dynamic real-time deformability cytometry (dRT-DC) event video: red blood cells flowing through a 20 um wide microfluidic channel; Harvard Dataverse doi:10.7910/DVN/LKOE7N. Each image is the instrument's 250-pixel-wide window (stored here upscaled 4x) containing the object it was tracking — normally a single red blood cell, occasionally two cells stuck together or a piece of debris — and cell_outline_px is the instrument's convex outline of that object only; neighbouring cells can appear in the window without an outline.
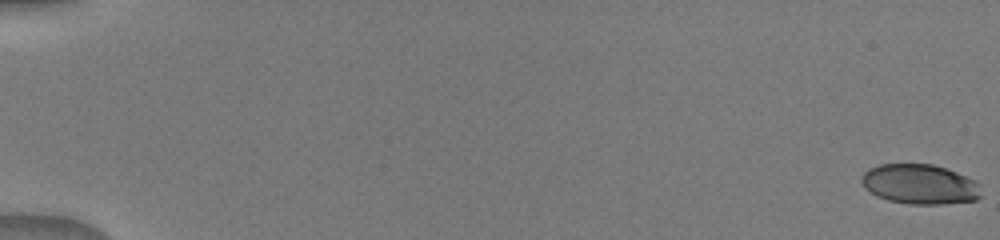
{"species": "human", "species_latin": "Homo sapiens", "temperature_condition": "warm", "stored_images_in_passage": 52, "camera_frame_rate_fps": 3000, "um_per_image_px": 0.085, "donor": {"sex": "male"}, "frame": {"image": 1, "passage_image": 1, "time_ms": 0.0, "image_size_px": [1000, 240], "cell_outline_px": [[980, 196], [976, 200], [944, 204], [908, 204], [888, 200], [876, 196], [864, 188], [860, 180], [860, 176], [868, 168], [880, 164], [932, 164], [956, 172], [976, 180], [980, 184]], "centroid_in_image_um": [78.16, 15.66], "position_along_channel_um": 6.8, "area_um2": 28.03}}
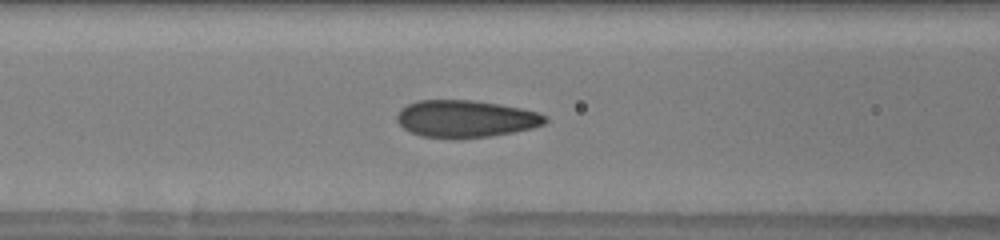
{"frame": {"image": 2, "passage_image": 24, "time_ms": 7.667, "image_size_px": [1000, 240], "cell_outline_px": [[548, 120], [544, 124], [532, 128], [492, 136], [460, 140], [456, 140], [420, 136], [404, 128], [396, 120], [396, 116], [400, 108], [408, 104], [420, 100], [472, 100], [520, 108], [536, 112], [548, 116]], "centroid_in_image_um": [39.56, 10.12], "position_along_channel_um": 127.0, "area_um2": 32.43}}
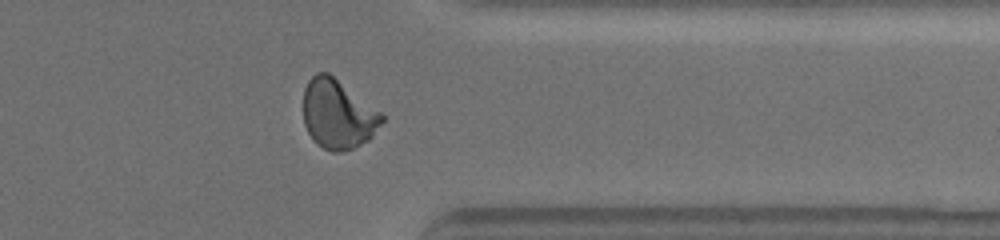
{"frame": {"image": 3, "passage_image": 43, "time_ms": 14.0, "image_size_px": [1000, 240], "cell_outline_px": [[384, 120], [372, 136], [368, 140], [352, 148], [340, 152], [332, 152], [316, 144], [308, 132], [304, 124], [304, 88], [308, 80], [316, 72], [328, 72], [380, 112], [384, 116]], "centroid_in_image_um": [28.69, 9.71], "position_along_channel_um": 382.7, "area_um2": 31.39}}